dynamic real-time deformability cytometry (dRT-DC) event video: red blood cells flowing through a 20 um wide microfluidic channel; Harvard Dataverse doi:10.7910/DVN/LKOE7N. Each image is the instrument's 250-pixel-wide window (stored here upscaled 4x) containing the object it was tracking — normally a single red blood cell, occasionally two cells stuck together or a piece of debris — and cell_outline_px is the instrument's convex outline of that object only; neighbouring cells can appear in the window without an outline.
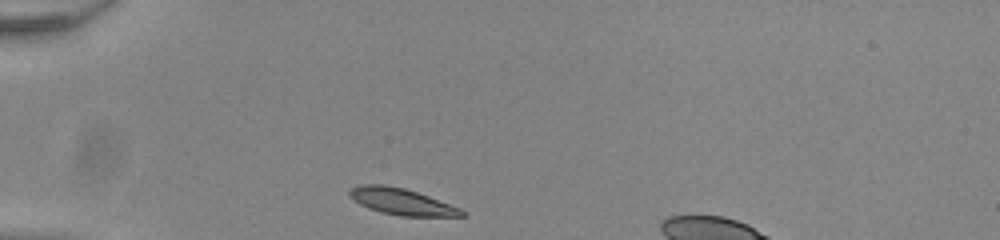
{"species": "common noctule bat (a hibernating species)", "species_latin": "Nyctalus noctula", "temperature_condition": "room temperature", "stored_images_in_passage": 31, "camera_frame_rate_fps": 3000, "um_per_image_px": 0.085, "animal": {"sex": "male", "body_mass_g": 20.0, "forearm_length_mm": 53.3}, "frame": {"image": 1, "passage_image": 1, "time_ms": 0.0, "image_size_px": [1000, 240], "cell_outline_px": [[464, 216], [400, 216], [380, 212], [368, 208], [360, 204], [348, 196], [348, 192], [352, 188], [360, 184], [384, 184], [404, 188], [428, 196], [460, 208], [464, 212]], "centroid_in_image_um": [34.08, 17.13], "position_along_channel_um": 50.9, "area_um2": 17.17}}
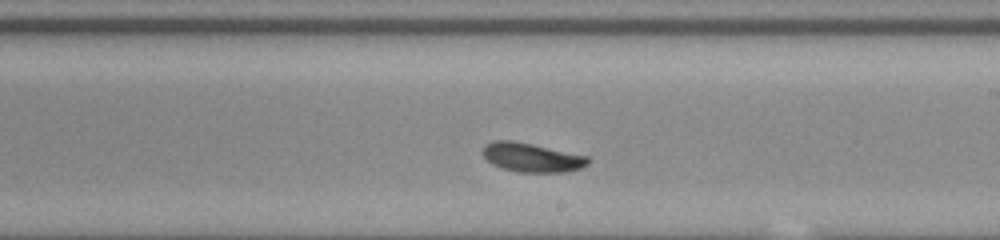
{"frame": {"image": 2, "passage_image": 18, "time_ms": 5.667, "image_size_px": [1000, 240], "cell_outline_px": [[588, 164], [580, 168], [564, 172], [516, 172], [500, 168], [492, 164], [484, 156], [484, 144], [492, 140], [512, 140], [532, 144], [588, 156]], "centroid_in_image_um": [45.17, 13.38], "position_along_channel_um": 243.8, "area_um2": 17.74}}
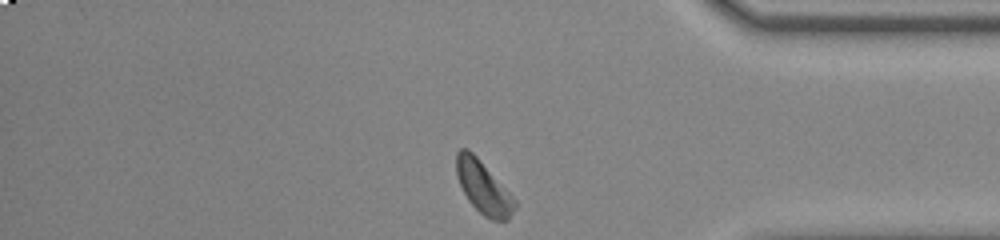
{"frame": {"image": 3, "passage_image": 31, "time_ms": 10.0, "image_size_px": [1000, 240], "cell_outline_px": [[516, 208], [508, 220], [492, 220], [484, 216], [468, 200], [456, 176], [456, 152], [460, 148], [468, 148], [476, 156], [516, 200]], "centroid_in_image_um": [41.07, 15.93], "position_along_channel_um": 394.1, "area_um2": 17.63}, "authors_computed_cell_mechanics": {"area_um2": 17.6868, "velocity_mm_per_s": 3.8347, "shape_relaxation_time_tau1_ms": 2.5137, "shape_relaxation_time_tau2_ms": null, "deformation_change_tau1": 0.1086, "deformation_change_tau2": null}}